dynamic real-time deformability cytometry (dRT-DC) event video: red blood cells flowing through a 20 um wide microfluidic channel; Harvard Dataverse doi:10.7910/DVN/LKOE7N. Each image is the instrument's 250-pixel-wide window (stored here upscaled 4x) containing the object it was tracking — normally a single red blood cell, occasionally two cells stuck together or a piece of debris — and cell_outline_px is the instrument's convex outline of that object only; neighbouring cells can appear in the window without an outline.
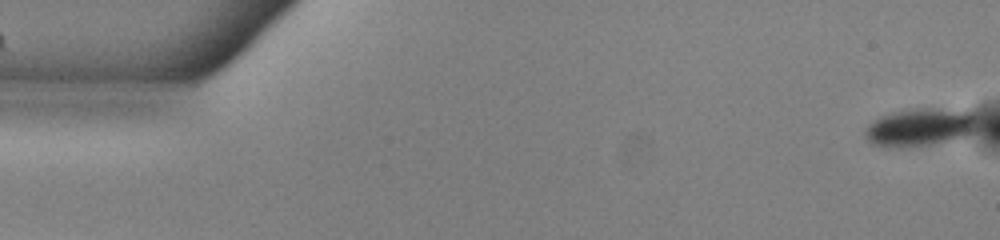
{"species": "common noctule bat (a hibernating species)", "species_latin": "Nyctalus noctula", "temperature_condition": "warm", "stored_images_in_passage": 53, "camera_frame_rate_fps": 3000, "um_per_image_px": 0.085, "animal": {"sex": "male", "body_mass_g": 13.0, "forearm_length_mm": 53.1}, "frame": {"image": 1, "passage_image": 1, "time_ms": 0.0, "image_size_px": [1000, 240], "cell_outline_px": [[976, 128], [964, 136], [932, 144], [904, 148], [888, 148], [872, 144], [864, 136], [864, 132], [868, 124], [884, 116], [896, 112], [916, 108], [936, 108], [972, 112], [976, 116]], "centroid_in_image_um": [78.17, 10.84], "position_along_channel_um": 6.8, "area_um2": 24.57}}
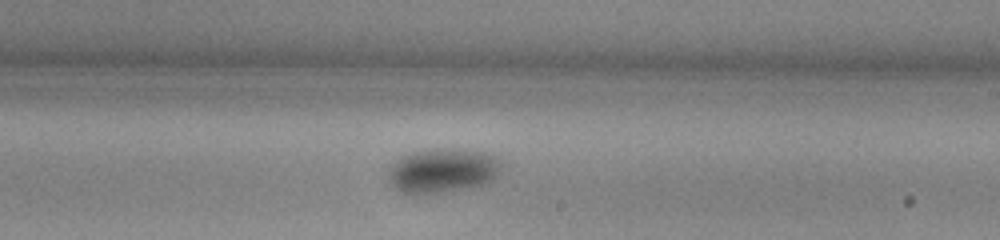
{"frame": {"image": 2, "passage_image": 31, "time_ms": 10.0, "image_size_px": [1000, 240], "cell_outline_px": [[500, 172], [492, 180], [480, 184], [440, 192], [412, 196], [396, 188], [388, 180], [388, 172], [396, 160], [400, 156], [424, 148], [448, 148], [488, 152], [496, 156], [500, 160]], "centroid_in_image_um": [37.59, 14.47], "position_along_channel_um": 251.4, "area_um2": 29.36}}
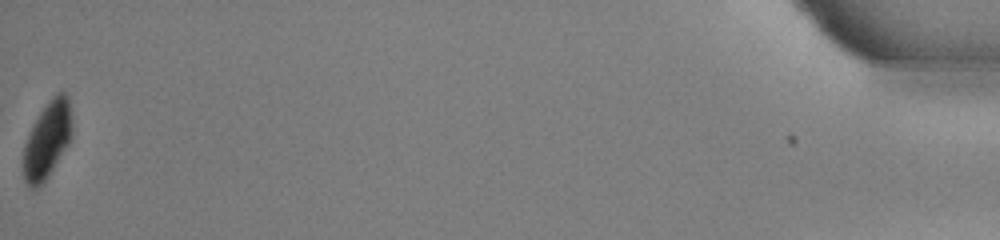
{"frame": {"image": 3, "passage_image": 53, "time_ms": 17.333, "image_size_px": [1000, 240], "cell_outline_px": [[68, 144], [48, 176], [36, 188], [28, 188], [24, 180], [24, 144], [32, 124], [48, 100], [56, 92], [64, 92], [68, 96]], "centroid_in_image_um": [3.94, 11.91], "position_along_channel_um": 431.3, "area_um2": 20.81}, "authors_computed_cell_mechanics": {"area_um2": 27.0504, "velocity_mm_per_s": 3.8839, "shape_relaxation_time_tau1_ms": 3.6541, "shape_relaxation_time_tau2_ms": null, "deformation_change_tau1": 0.094, "deformation_change_tau2": null}}